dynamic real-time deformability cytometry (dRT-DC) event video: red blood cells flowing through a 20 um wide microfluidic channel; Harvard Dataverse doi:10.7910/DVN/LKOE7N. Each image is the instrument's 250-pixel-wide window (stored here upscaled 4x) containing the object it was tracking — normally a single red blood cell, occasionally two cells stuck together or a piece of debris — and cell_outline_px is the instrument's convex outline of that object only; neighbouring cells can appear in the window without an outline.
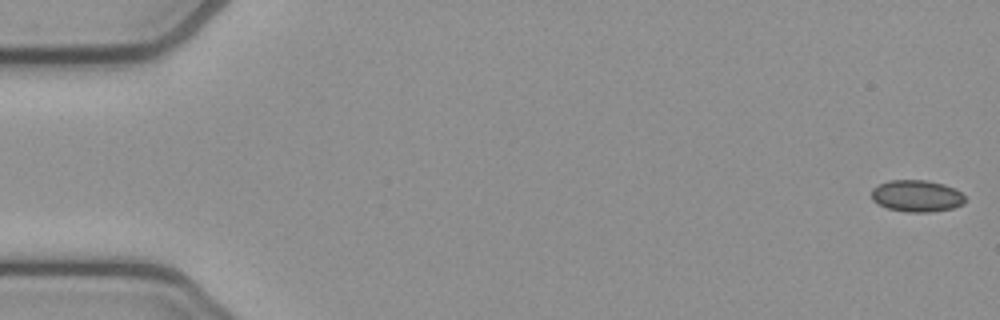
{"species": "common noctule bat (a hibernating species)", "species_latin": "Nyctalus noctula", "temperature_condition": "cold", "stored_images_in_passage": 54, "camera_frame_rate_fps": 3000, "um_per_image_px": 0.085, "animal": {"sex": "female", "body_mass_g": 21.9}, "frame": {"image": 1, "passage_image": 1, "time_ms": 0.0, "image_size_px": [1000, 320], "cell_outline_px": [[964, 204], [952, 208], [928, 212], [908, 212], [888, 208], [872, 200], [872, 188], [888, 180], [928, 180], [944, 184], [956, 188], [964, 196]], "centroid_in_image_um": [77.93, 16.64], "position_along_channel_um": 7.1, "area_um2": 17.28}}
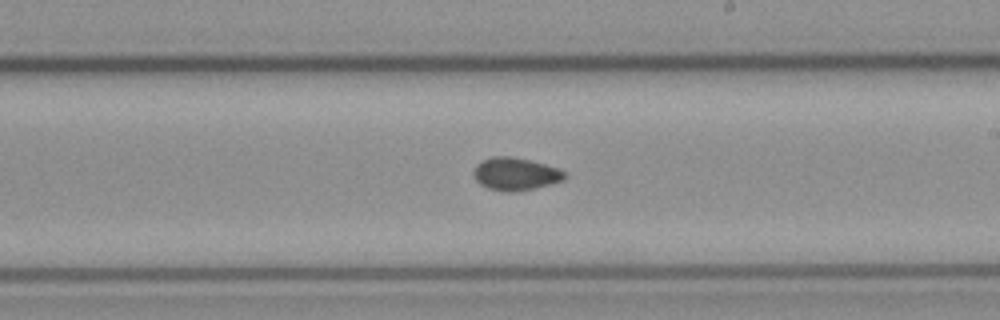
{"frame": {"image": 2, "passage_image": 31, "time_ms": 10.0, "image_size_px": [1000, 320], "cell_outline_px": [[568, 176], [564, 180], [552, 184], [536, 188], [516, 192], [504, 192], [488, 188], [480, 184], [476, 180], [472, 172], [476, 164], [492, 156], [512, 156], [560, 168]], "centroid_in_image_um": [43.83, 14.8], "position_along_channel_um": 245.2, "area_um2": 17.57}}
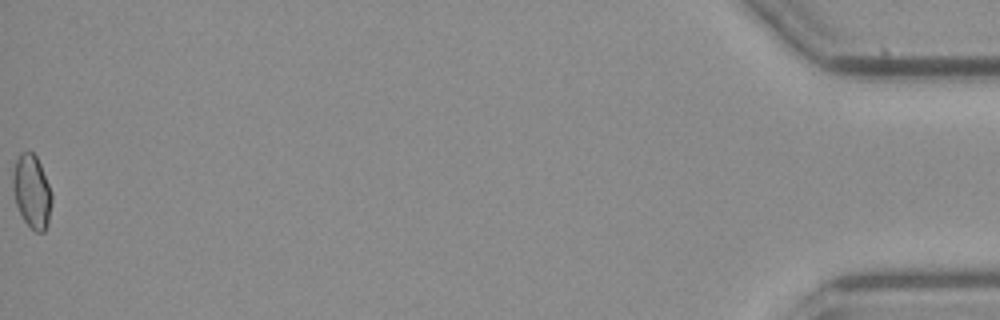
{"frame": {"image": 3, "passage_image": 54, "time_ms": 17.667, "image_size_px": [1000, 320], "cell_outline_px": [[52, 200], [48, 224], [44, 232], [36, 232], [24, 220], [16, 204], [12, 188], [12, 172], [16, 160], [20, 152], [32, 152], [36, 156], [40, 164], [52, 192]], "centroid_in_image_um": [2.7, 16.27], "position_along_channel_um": 432.5, "area_um2": 16.65}, "authors_computed_cell_mechanics": {"area_um2": 17.0221, "velocity_mm_per_s": 3.8327, "shape_relaxation_time_tau1_ms": null, "shape_relaxation_time_tau2_ms": 2.7225, "deformation_change_tau1": null, "deformation_change_tau2": 0.0562}}